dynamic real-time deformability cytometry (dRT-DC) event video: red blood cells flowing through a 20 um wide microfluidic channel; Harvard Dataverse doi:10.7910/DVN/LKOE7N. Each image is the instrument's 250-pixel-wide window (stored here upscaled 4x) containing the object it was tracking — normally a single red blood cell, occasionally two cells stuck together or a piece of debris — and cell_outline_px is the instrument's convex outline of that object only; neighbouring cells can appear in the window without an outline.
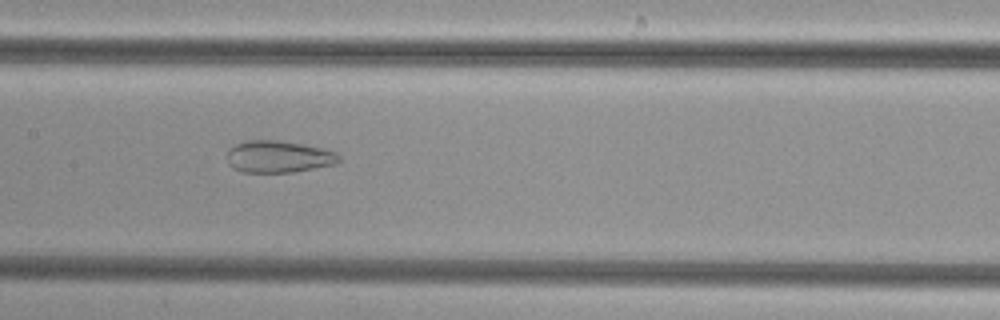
{"species": "common noctule bat (a hibernating species)", "species_latin": "Nyctalus noctula", "temperature_condition": "cold", "stored_images_in_passage": 38, "camera_frame_rate_fps": 3000, "um_per_image_px": 0.085, "animal": {"sex": "female", "body_mass_g": 29.2, "forearm_length_mm": 56.3}, "frame": {"image": 1, "passage_image": 12, "time_ms": 3.667, "image_size_px": [1000, 320], "cell_outline_px": [[340, 160], [336, 164], [292, 172], [240, 172], [232, 168], [228, 164], [228, 148], [236, 144], [248, 140], [276, 140], [300, 144], [320, 148], [336, 152], [340, 156]], "centroid_in_image_um": [23.64, 13.32], "position_along_channel_um": 183.8, "area_um2": 20.75}}
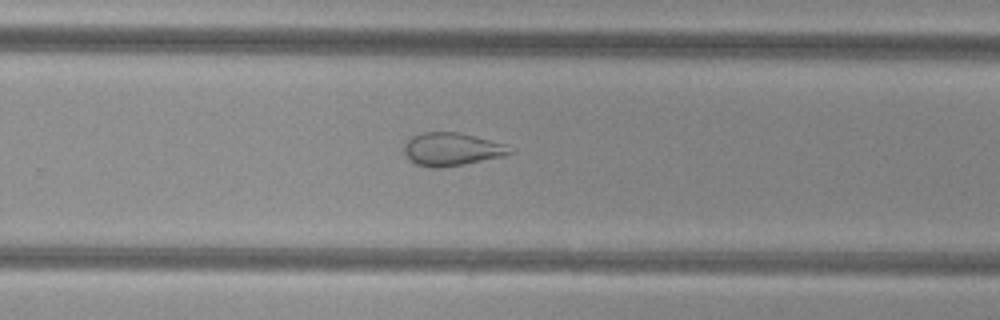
{"frame": {"image": 2, "passage_image": 20, "time_ms": 6.333, "image_size_px": [1000, 320], "cell_outline_px": [[512, 152], [504, 156], [464, 164], [436, 168], [428, 168], [416, 164], [404, 152], [404, 144], [412, 136], [420, 132], [460, 132], [504, 144]], "centroid_in_image_um": [38.36, 12.68], "position_along_channel_um": 291.4, "area_um2": 20.11}}
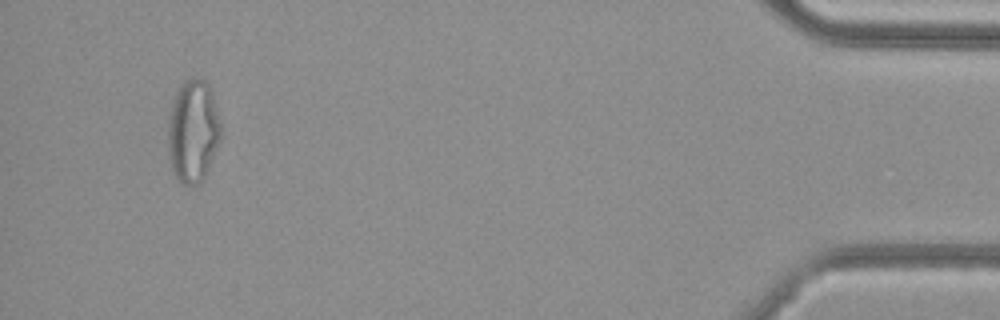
{"frame": {"image": 3, "passage_image": 35, "time_ms": 11.333, "image_size_px": [1000, 320], "cell_outline_px": [[220, 140], [208, 168], [200, 184], [184, 184], [176, 180], [172, 168], [168, 152], [168, 116], [176, 92], [188, 80], [204, 80], [208, 84], [212, 92], [220, 120]], "centroid_in_image_um": [16.39, 11.19], "position_along_channel_um": 418.8, "area_um2": 31.21}}